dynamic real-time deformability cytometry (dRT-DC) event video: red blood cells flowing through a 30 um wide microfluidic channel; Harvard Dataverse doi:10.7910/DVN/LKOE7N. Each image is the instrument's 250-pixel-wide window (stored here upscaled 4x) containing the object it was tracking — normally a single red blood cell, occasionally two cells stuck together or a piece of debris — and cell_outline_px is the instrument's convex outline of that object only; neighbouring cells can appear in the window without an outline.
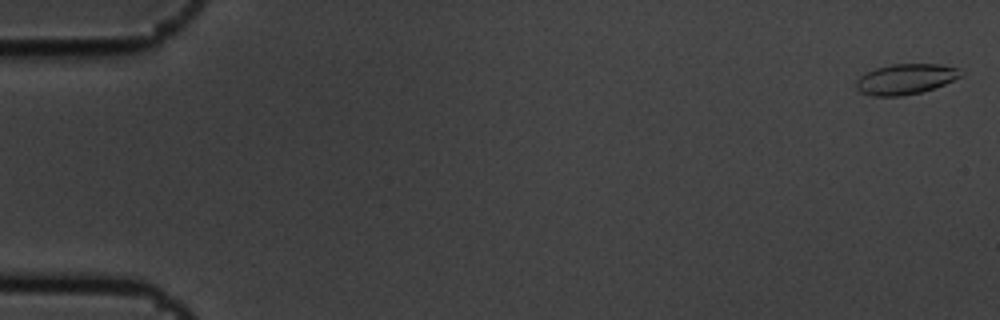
{"species": "common noctule bat (a hibernating species)", "species_latin": "Nyctalus noctula", "temperature_condition": "cold", "stored_images_in_passage": 7, "camera_frame_rate_fps": 3000, "um_per_image_px": 0.085, "animal": {"sex": "male", "body_mass_g": 19.5, "forearm_length_mm": 54.6}, "frame": {"image": 1, "passage_image": 1, "time_ms": 0.0, "image_size_px": [1000, 320], "cell_outline_px": [[964, 76], [944, 84], [920, 92], [900, 96], [872, 96], [860, 92], [856, 88], [856, 80], [860, 76], [876, 68], [892, 64], [940, 64], [956, 68], [964, 72]], "centroid_in_image_um": [76.98, 6.72], "position_along_channel_um": 8.0, "area_um2": 18.5}}
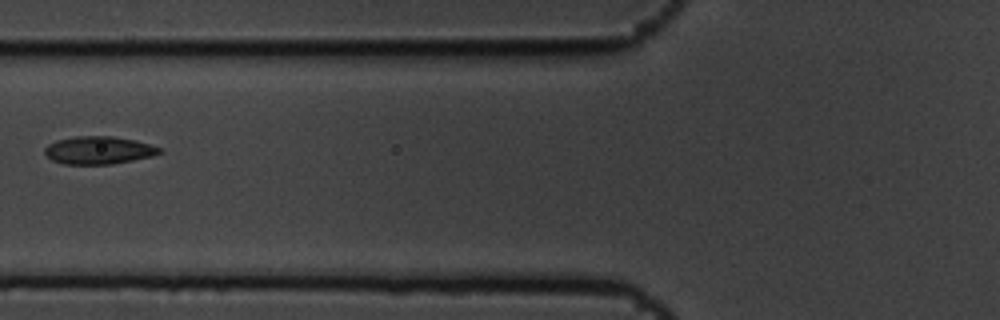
{"frame": {"image": 2, "passage_image": 6, "time_ms": 1.667, "image_size_px": [1000, 320], "cell_outline_px": [[164, 152], [152, 156], [112, 164], [64, 164], [52, 160], [44, 152], [44, 148], [48, 144], [56, 140], [76, 136], [112, 136], [136, 140], [164, 148]], "centroid_in_image_um": [8.42, 12.76], "position_along_channel_um": 117.4, "area_um2": 18.73}}
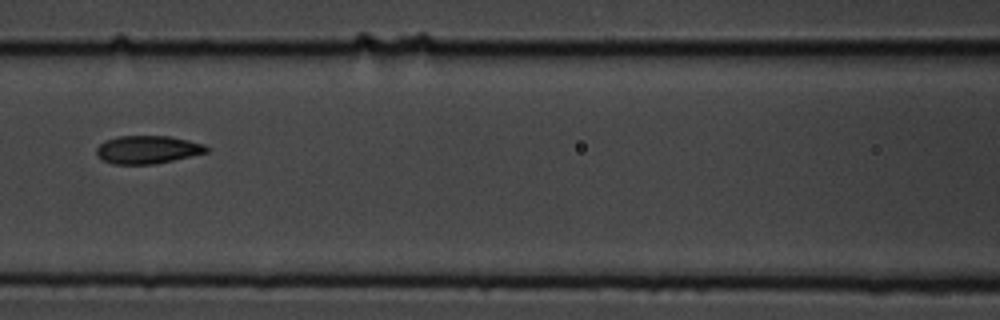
{"frame": {"image": 3, "passage_image": 7, "time_ms": 2.0, "image_size_px": [1000, 320], "cell_outline_px": [[208, 152], [156, 164], [112, 164], [100, 160], [96, 156], [96, 148], [104, 140], [120, 136], [168, 136], [188, 140], [204, 144], [208, 148]], "centroid_in_image_um": [12.49, 12.72], "position_along_channel_um": 154.1, "area_um2": 18.09}}